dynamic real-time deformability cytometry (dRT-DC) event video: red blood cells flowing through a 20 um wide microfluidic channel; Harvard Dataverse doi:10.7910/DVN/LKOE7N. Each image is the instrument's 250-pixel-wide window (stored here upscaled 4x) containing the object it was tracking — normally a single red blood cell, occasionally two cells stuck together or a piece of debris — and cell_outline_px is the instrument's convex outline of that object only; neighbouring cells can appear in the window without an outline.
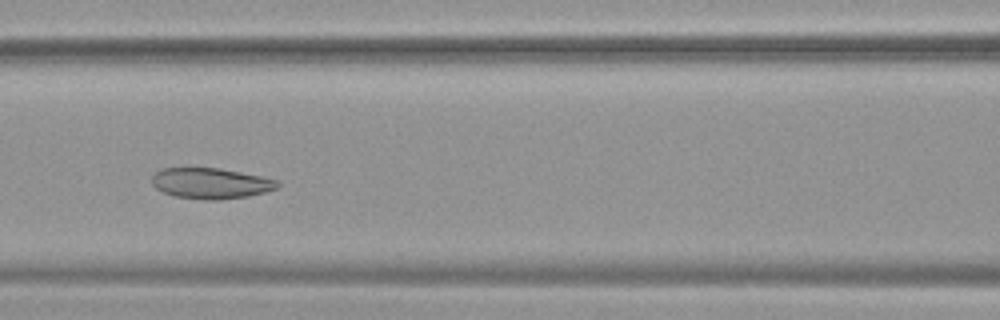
{"species": "common noctule bat (a hibernating species)", "species_latin": "Nyctalus noctula", "temperature_condition": "warm", "stored_images_in_passage": 53, "camera_frame_rate_fps": 3000, "um_per_image_px": 0.085, "animal": {"sex": "female", "body_mass_g": 19.9}, "frame": {"image": 1, "passage_image": 22, "time_ms": 7.0, "image_size_px": [1000, 320], "cell_outline_px": [[280, 188], [248, 196], [220, 200], [204, 200], [176, 196], [164, 192], [156, 188], [152, 184], [152, 176], [160, 168], [220, 168], [260, 176], [276, 180], [280, 184]], "centroid_in_image_um": [17.92, 15.58], "position_along_channel_um": 148.7, "area_um2": 22.48}}
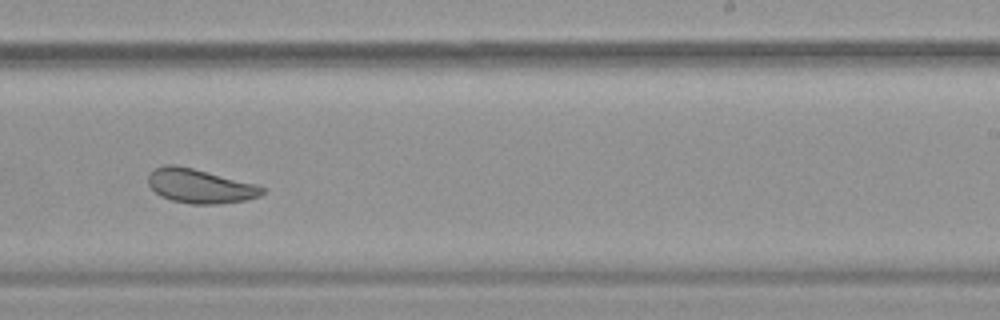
{"frame": {"image": 2, "passage_image": 32, "time_ms": 10.333, "image_size_px": [1000, 320], "cell_outline_px": [[264, 192], [260, 196], [244, 200], [220, 204], [192, 204], [172, 200], [160, 196], [148, 184], [148, 176], [156, 168], [164, 164], [176, 164], [256, 184], [264, 188]], "centroid_in_image_um": [16.99, 15.81], "position_along_channel_um": 272.0, "area_um2": 22.54}}
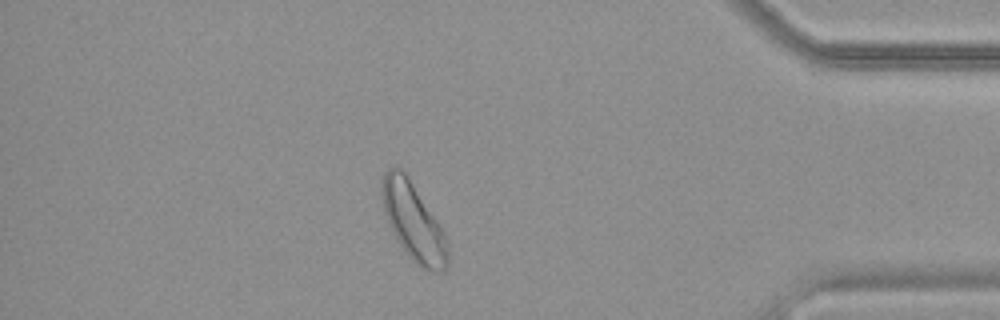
{"frame": {"image": 3, "passage_image": 45, "time_ms": 14.667, "image_size_px": [1000, 320], "cell_outline_px": [[448, 268], [444, 272], [432, 272], [420, 268], [408, 256], [396, 240], [388, 224], [384, 212], [380, 196], [380, 180], [384, 172], [388, 168], [396, 164], [404, 172], [440, 224], [448, 240]], "centroid_in_image_um": [35.12, 18.86], "position_along_channel_um": 400.1, "area_um2": 30.4}, "authors_computed_cell_mechanics": {"area_um2": 26.7614, "velocity_mm_per_s": 3.7139, "shape_relaxation_time_tau1_ms": null, "shape_relaxation_time_tau2_ms": 5.1569, "deformation_change_tau1": null, "deformation_change_tau2": 0.1324}}